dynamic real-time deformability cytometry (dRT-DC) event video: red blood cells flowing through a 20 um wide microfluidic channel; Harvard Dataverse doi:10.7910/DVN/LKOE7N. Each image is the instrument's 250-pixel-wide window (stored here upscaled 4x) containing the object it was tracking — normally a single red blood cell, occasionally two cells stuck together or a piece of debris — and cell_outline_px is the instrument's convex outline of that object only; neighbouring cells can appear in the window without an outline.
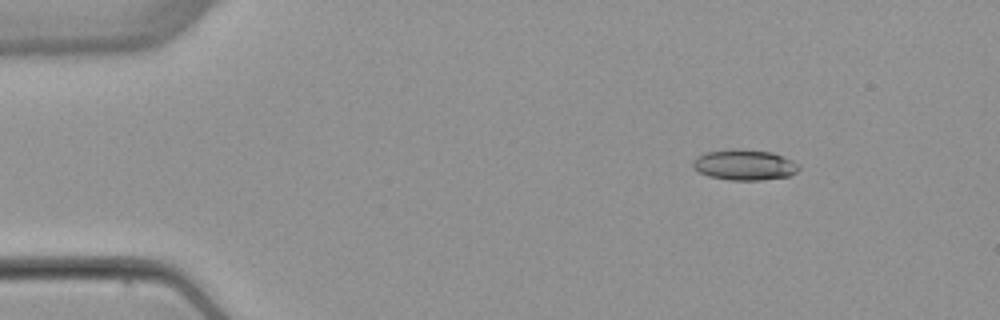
{"species": "common noctule bat (a hibernating species)", "species_latin": "Nyctalus noctula", "temperature_condition": "warm", "stored_images_in_passage": 4, "camera_frame_rate_fps": 3000, "um_per_image_px": 0.085, "animal": {"sex": "female", "body_mass_g": 22.7, "forearm_length_mm": 54.2}, "frame": {"image": 1, "passage_image": 2, "time_ms": 1.0, "image_size_px": [1000, 320], "cell_outline_px": [[800, 168], [796, 172], [788, 176], [760, 180], [728, 180], [708, 176], [692, 168], [692, 160], [696, 156], [704, 152], [732, 148], [772, 152], [792, 160], [800, 164]], "centroid_in_image_um": [63.24, 14.0], "position_along_channel_um": 21.8, "area_um2": 19.13}}
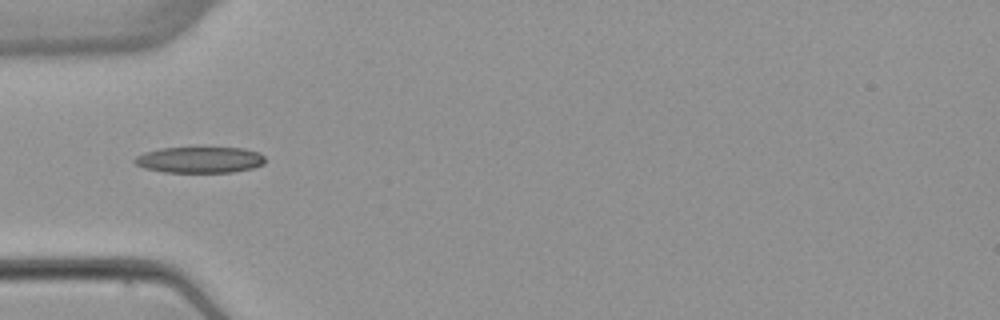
{"frame": {"image": 2, "passage_image": 4, "time_ms": 4.333, "image_size_px": [1000, 320], "cell_outline_px": [[264, 164], [252, 168], [232, 172], [164, 172], [144, 168], [136, 164], [132, 160], [136, 156], [144, 152], [160, 148], [244, 148], [260, 152], [264, 156]], "centroid_in_image_um": [16.97, 13.58], "position_along_channel_um": 68.0, "area_um2": 19.88}}